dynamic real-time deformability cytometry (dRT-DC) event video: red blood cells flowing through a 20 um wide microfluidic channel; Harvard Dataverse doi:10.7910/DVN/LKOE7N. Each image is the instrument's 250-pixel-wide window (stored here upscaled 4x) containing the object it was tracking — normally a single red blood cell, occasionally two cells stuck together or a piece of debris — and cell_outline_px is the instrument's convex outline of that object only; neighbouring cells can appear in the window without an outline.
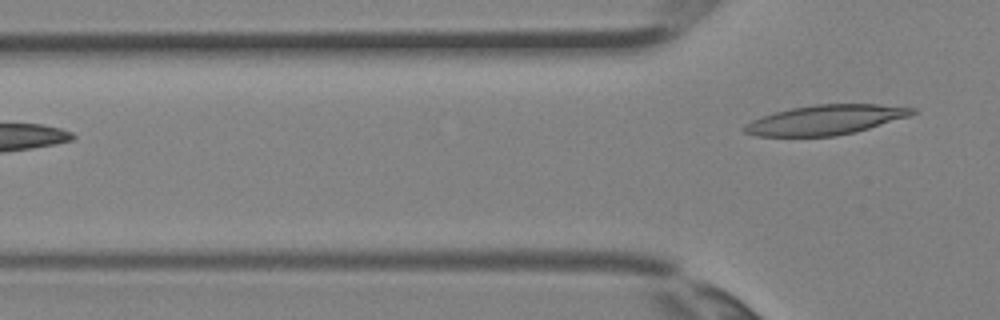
{"species": "Egyptian fruit bat (a non-hibernating species)", "species_latin": "Rousettus aegyptiacus", "temperature_condition": "room temperature", "stored_images_in_passage": 3, "camera_frame_rate_fps": 3000, "um_per_image_px": 0.085, "animal": {"sex": "female"}, "frame": {"image": 1, "passage_image": 3, "time_ms": 0.667, "image_size_px": [1000, 320], "cell_outline_px": [[916, 112], [908, 116], [856, 132], [836, 136], [756, 136], [744, 132], [740, 128], [744, 124], [752, 120], [776, 112], [792, 108], [816, 104], [876, 104], [916, 108]], "centroid_in_image_um": [70.14, 10.19], "position_along_channel_um": 55.7, "area_um2": 28.9}}